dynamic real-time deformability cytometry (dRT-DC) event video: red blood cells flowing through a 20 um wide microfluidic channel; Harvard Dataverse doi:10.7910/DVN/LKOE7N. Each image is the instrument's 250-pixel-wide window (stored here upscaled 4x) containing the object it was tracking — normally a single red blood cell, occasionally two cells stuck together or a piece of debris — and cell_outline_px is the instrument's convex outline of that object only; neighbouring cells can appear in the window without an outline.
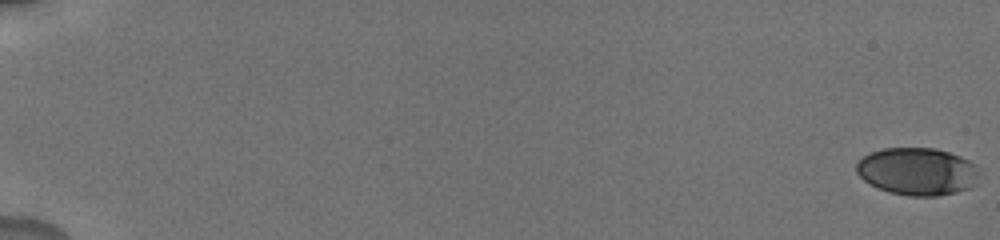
{"species": "human", "species_latin": "Homo sapiens", "temperature_condition": "cold", "stored_images_in_passage": 58, "camera_frame_rate_fps": 3000, "um_per_image_px": 0.085, "donor": {"sex": "male"}, "frame": {"image": 1, "passage_image": 1, "time_ms": 0.0, "image_size_px": [1000, 240], "cell_outline_px": [[980, 172], [968, 188], [956, 192], [936, 196], [908, 196], [888, 192], [864, 180], [856, 172], [856, 164], [868, 152], [884, 148], [936, 148], [960, 156], [976, 164], [980, 168]], "centroid_in_image_um": [77.97, 14.56], "position_along_channel_um": 7.0, "area_um2": 33.93}}
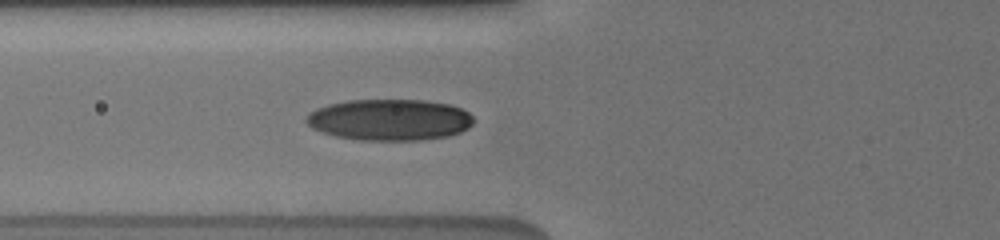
{"frame": {"image": 2, "passage_image": 30, "time_ms": 8.0, "image_size_px": [1000, 240], "cell_outline_px": [[476, 120], [468, 128], [460, 132], [448, 136], [420, 140], [360, 140], [336, 136], [312, 128], [304, 120], [308, 112], [316, 108], [328, 104], [348, 100], [424, 100], [448, 104], [460, 108], [468, 112]], "centroid_in_image_um": [33.11, 10.17], "position_along_channel_um": 92.7, "area_um2": 40.4}}
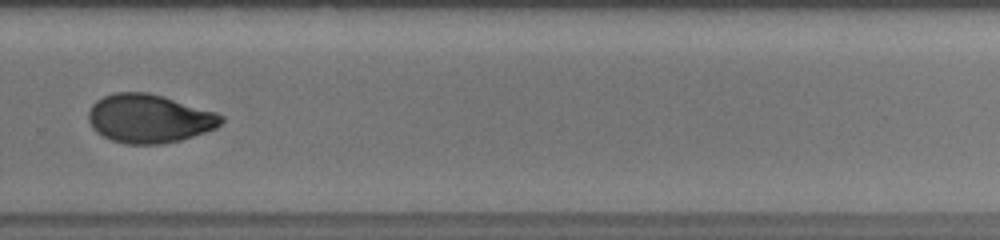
{"frame": {"image": 3, "passage_image": 42, "time_ms": 14.0, "image_size_px": [1000, 240], "cell_outline_px": [[224, 120], [216, 128], [180, 140], [160, 144], [128, 144], [112, 140], [96, 132], [92, 128], [88, 120], [88, 112], [92, 104], [96, 100], [104, 96], [116, 92], [148, 92], [164, 96], [216, 112], [224, 116]], "centroid_in_image_um": [12.67, 10.07], "position_along_channel_um": 317.1, "area_um2": 37.63}, "authors_computed_cell_mechanics": {"area_um2": 36.1828, "velocity_mm_per_s": 3.749, "shape_relaxation_time_tau1_ms": 5.3618, "shape_relaxation_time_tau2_ms": 2.4433, "deformation_change_tau1": 0.1632, "deformation_change_tau2": 0.0582}}